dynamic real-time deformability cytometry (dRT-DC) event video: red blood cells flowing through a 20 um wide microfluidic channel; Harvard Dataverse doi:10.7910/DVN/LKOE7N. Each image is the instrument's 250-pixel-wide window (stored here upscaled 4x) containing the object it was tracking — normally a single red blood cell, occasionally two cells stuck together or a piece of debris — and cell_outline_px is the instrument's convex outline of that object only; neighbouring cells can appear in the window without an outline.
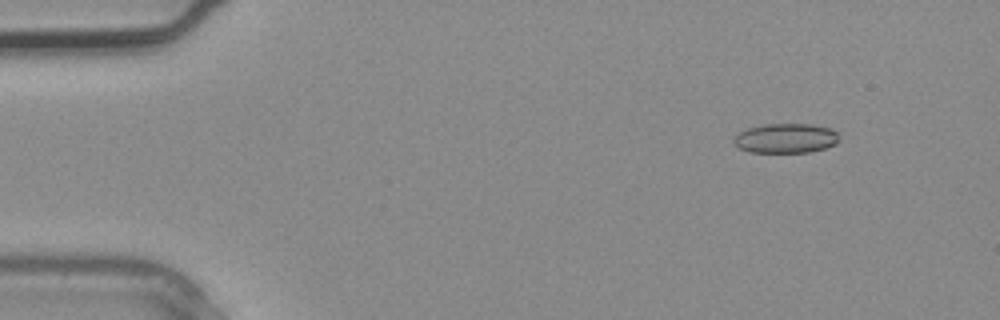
{"species": "common noctule bat (a hibernating species)", "species_latin": "Nyctalus noctula", "temperature_condition": "warm", "stored_images_in_passage": 4, "camera_frame_rate_fps": 3000, "um_per_image_px": 0.085, "animal": {"sex": "male", "body_mass_g": 20.4}, "frame": {"image": 1, "passage_image": 2, "time_ms": 0.333, "image_size_px": [1000, 320], "cell_outline_px": [[840, 140], [836, 144], [824, 148], [808, 152], [748, 152], [740, 148], [732, 140], [740, 132], [748, 128], [764, 124], [812, 124], [832, 128], [836, 132]], "centroid_in_image_um": [66.82, 11.75], "position_along_channel_um": 18.2, "area_um2": 18.15}}
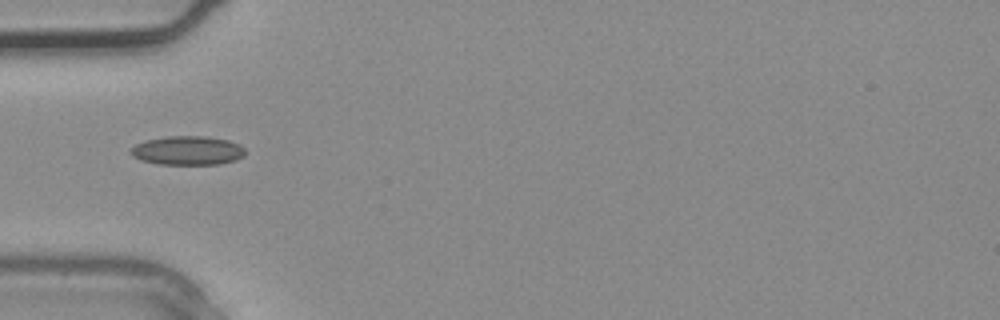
{"frame": {"image": 2, "passage_image": 4, "time_ms": 1.0, "image_size_px": [1000, 320], "cell_outline_px": [[244, 156], [236, 160], [220, 164], [156, 164], [140, 160], [132, 156], [128, 152], [136, 144], [148, 140], [168, 136], [208, 136], [228, 140], [240, 144], [244, 148]], "centroid_in_image_um": [15.95, 12.8], "position_along_channel_um": 69.0, "area_um2": 19.42}}